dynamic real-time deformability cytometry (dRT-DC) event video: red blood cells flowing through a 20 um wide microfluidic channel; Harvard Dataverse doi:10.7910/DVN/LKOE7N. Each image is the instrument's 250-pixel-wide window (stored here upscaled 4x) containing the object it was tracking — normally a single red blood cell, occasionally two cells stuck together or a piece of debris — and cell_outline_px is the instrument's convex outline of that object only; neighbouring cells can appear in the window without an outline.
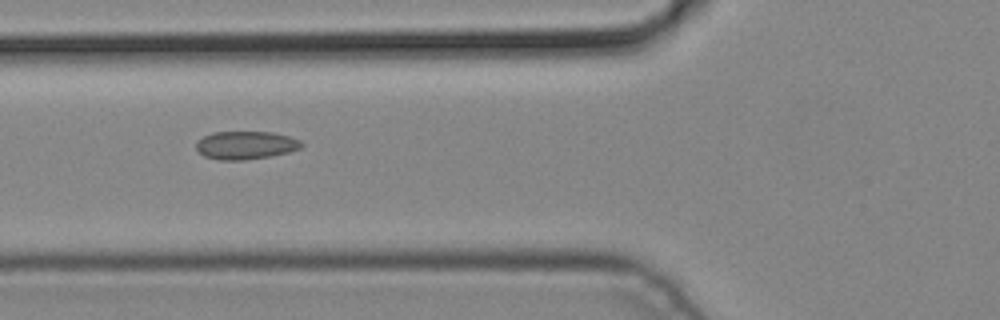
{"species": "common noctule bat (a hibernating species)", "species_latin": "Nyctalus noctula", "temperature_condition": "cold", "stored_images_in_passage": 6, "camera_frame_rate_fps": 3000, "um_per_image_px": 0.085, "animal": {"sex": "male", "body_mass_g": 19.2, "forearm_length_mm": 51.8}, "frame": {"image": 1, "passage_image": 6, "time_ms": 1.667, "image_size_px": [1000, 320], "cell_outline_px": [[304, 144], [300, 148], [288, 152], [272, 156], [244, 160], [220, 160], [204, 156], [196, 148], [196, 144], [204, 136], [212, 132], [272, 132], [288, 136], [300, 140]], "centroid_in_image_um": [20.9, 12.34], "position_along_channel_um": 104.9, "area_um2": 17.17}}